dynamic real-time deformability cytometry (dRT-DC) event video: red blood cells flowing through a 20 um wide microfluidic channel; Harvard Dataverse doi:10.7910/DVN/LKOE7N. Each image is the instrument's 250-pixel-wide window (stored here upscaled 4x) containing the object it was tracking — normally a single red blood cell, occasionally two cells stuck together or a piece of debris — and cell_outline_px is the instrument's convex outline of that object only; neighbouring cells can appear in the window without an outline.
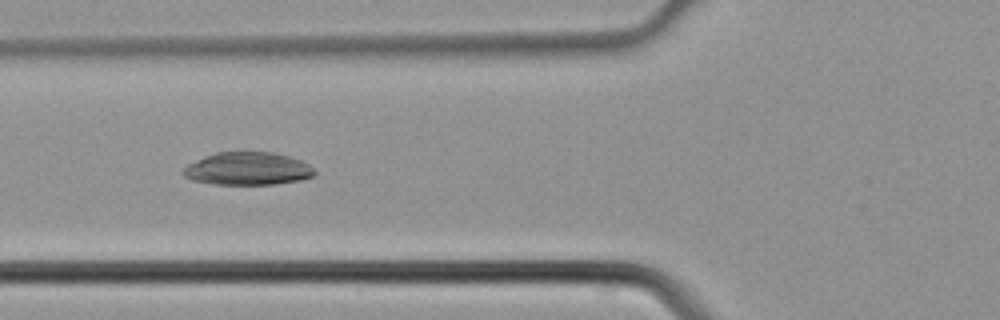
{"species": "common noctule bat (a hibernating species)", "species_latin": "Nyctalus noctula", "temperature_condition": "cold", "stored_images_in_passage": 5, "camera_frame_rate_fps": 3000, "um_per_image_px": 0.085, "animal": {"sex": "male", "body_mass_g": 21.5, "forearm_length_mm": 52.0}, "frame": {"image": 1, "passage_image": 5, "time_ms": 1.333, "image_size_px": [1000, 320], "cell_outline_px": [[316, 176], [300, 180], [276, 184], [212, 184], [192, 180], [184, 176], [180, 172], [188, 164], [216, 152], [272, 152], [288, 156], [300, 160], [308, 164], [316, 172]], "centroid_in_image_um": [21.06, 14.35], "position_along_channel_um": 104.7, "area_um2": 25.09}}